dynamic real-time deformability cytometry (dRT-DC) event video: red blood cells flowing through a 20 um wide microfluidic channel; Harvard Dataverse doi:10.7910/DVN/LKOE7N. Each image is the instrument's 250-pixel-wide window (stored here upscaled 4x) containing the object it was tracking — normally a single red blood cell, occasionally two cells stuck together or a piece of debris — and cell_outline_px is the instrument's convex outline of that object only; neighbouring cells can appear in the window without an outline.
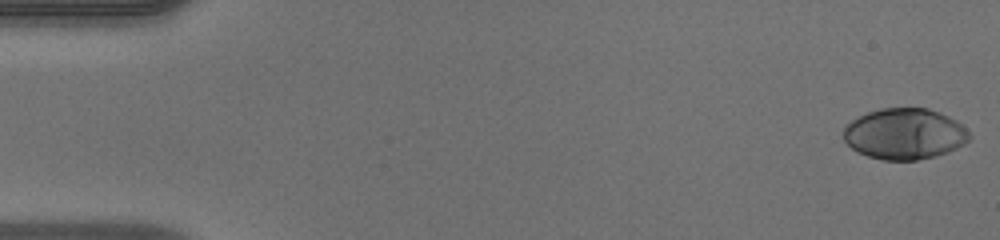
{"species": "human", "species_latin": "Homo sapiens", "temperature_condition": "warm", "stored_images_in_passage": 50, "camera_frame_rate_fps": 3000, "um_per_image_px": 0.085, "donor": {"sex": "male"}, "frame": {"image": 1, "passage_image": 1, "time_ms": 0.0, "image_size_px": [1000, 240], "cell_outline_px": [[972, 136], [964, 144], [948, 152], [936, 156], [916, 160], [884, 160], [868, 156], [852, 148], [844, 140], [844, 128], [852, 120], [868, 112], [880, 108], [928, 108], [948, 116], [956, 120]], "centroid_in_image_um": [76.9, 11.38], "position_along_channel_um": 8.1, "area_um2": 37.17}}
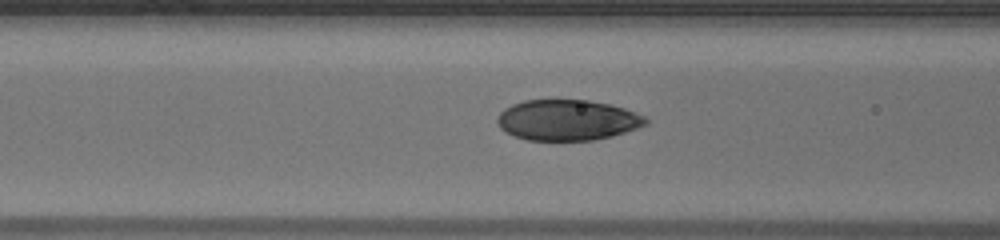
{"frame": {"image": 2, "passage_image": 20, "time_ms": 6.333, "image_size_px": [1000, 240], "cell_outline_px": [[648, 124], [612, 136], [592, 140], [528, 140], [504, 132], [500, 128], [496, 120], [500, 112], [504, 108], [512, 104], [524, 100], [588, 100], [612, 104], [624, 108], [644, 116], [648, 120]], "centroid_in_image_um": [48.21, 10.2], "position_along_channel_um": 118.4, "area_um2": 35.2}}
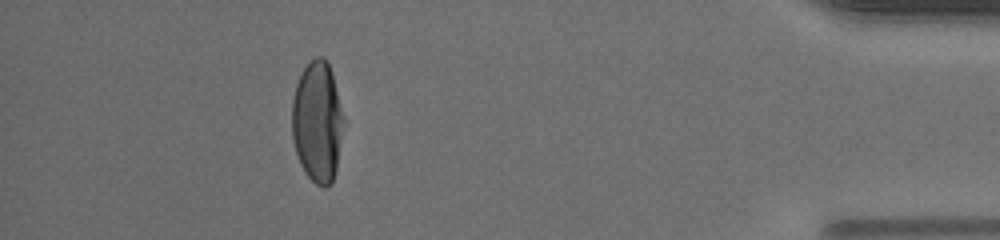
{"frame": {"image": 3, "passage_image": 45, "time_ms": 14.667, "image_size_px": [1000, 240], "cell_outline_px": [[344, 124], [336, 168], [332, 184], [328, 188], [324, 188], [316, 184], [304, 172], [300, 164], [296, 152], [292, 136], [292, 100], [296, 84], [304, 68], [316, 56], [324, 56], [328, 60], [332, 72], [344, 116]], "centroid_in_image_um": [26.99, 10.36], "position_along_channel_um": 408.2, "area_um2": 36.7}, "authors_computed_cell_mechanics": {"area_um2": 36.7319, "velocity_mm_per_s": 4.1277, "shape_relaxation_time_tau1_ms": 5.721, "shape_relaxation_time_tau2_ms": null, "deformation_change_tau1": 0.2667, "deformation_change_tau2": null}}